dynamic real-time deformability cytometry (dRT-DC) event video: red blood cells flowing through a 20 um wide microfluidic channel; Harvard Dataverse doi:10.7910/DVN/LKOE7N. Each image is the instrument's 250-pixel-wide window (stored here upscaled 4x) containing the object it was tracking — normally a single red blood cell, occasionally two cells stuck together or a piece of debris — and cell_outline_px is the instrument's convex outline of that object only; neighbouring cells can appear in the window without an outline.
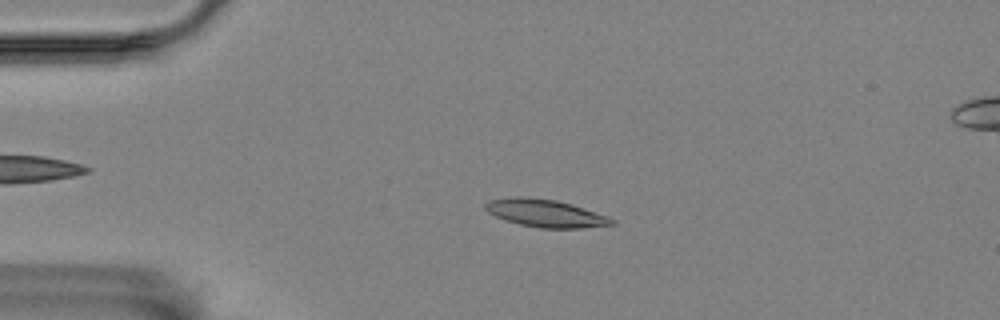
{"species": "Egyptian fruit bat (a non-hibernating species)", "species_latin": "Rousettus aegyptiacus", "temperature_condition": "room temperature", "stored_images_in_passage": 56, "camera_frame_rate_fps": 3000, "um_per_image_px": 0.085, "animal": {"sex": "female"}, "frame": {"image": 1, "passage_image": 12, "time_ms": 3.667, "image_size_px": [1000, 320], "cell_outline_px": [[616, 224], [580, 228], [540, 228], [520, 224], [496, 216], [488, 212], [484, 208], [484, 204], [488, 200], [516, 196], [528, 196], [556, 200], [572, 204], [608, 216], [616, 220]], "centroid_in_image_um": [46.37, 18.11], "position_along_channel_um": 38.6, "area_um2": 20.4}}
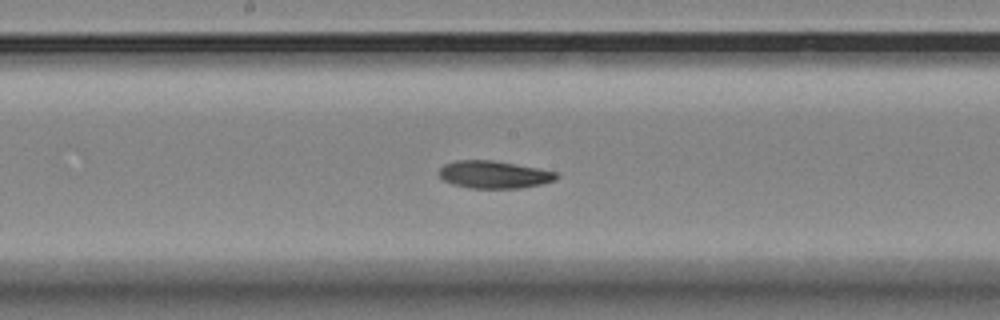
{"frame": {"image": 2, "passage_image": 29, "time_ms": 9.333, "image_size_px": [1000, 320], "cell_outline_px": [[560, 176], [556, 180], [540, 184], [520, 188], [468, 188], [452, 184], [444, 180], [440, 176], [440, 168], [444, 164], [456, 160], [492, 160], [536, 168], [556, 172]], "centroid_in_image_um": [41.98, 14.84], "position_along_channel_um": 206.2, "area_um2": 18.67}}
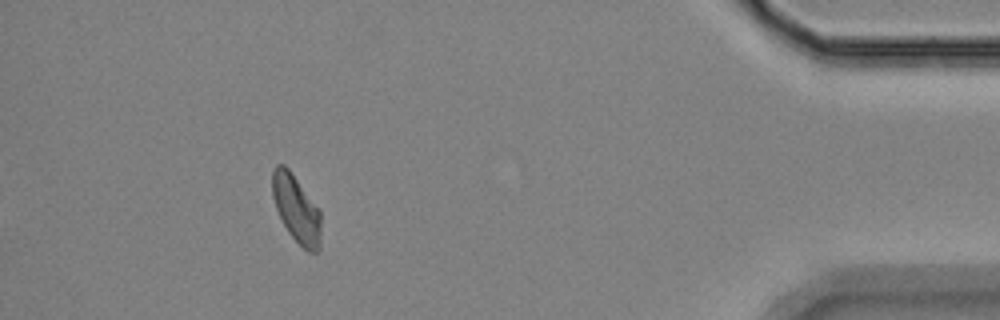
{"frame": {"image": 3, "passage_image": 51, "time_ms": 16.667, "image_size_px": [1000, 320], "cell_outline_px": [[320, 248], [316, 252], [308, 252], [288, 232], [276, 208], [272, 196], [272, 172], [276, 164], [284, 164], [288, 168], [320, 212]], "centroid_in_image_um": [25.17, 17.75], "position_along_channel_um": 410.0, "area_um2": 18.61}, "authors_computed_cell_mechanics": {"area_um2": 19.2474, "velocity_mm_per_s": 3.4955, "shape_relaxation_time_tau1_ms": 4.1282, "shape_relaxation_time_tau2_ms": 5.4807, "deformation_change_tau1": 0.1297, "deformation_change_tau2": 0.112}}